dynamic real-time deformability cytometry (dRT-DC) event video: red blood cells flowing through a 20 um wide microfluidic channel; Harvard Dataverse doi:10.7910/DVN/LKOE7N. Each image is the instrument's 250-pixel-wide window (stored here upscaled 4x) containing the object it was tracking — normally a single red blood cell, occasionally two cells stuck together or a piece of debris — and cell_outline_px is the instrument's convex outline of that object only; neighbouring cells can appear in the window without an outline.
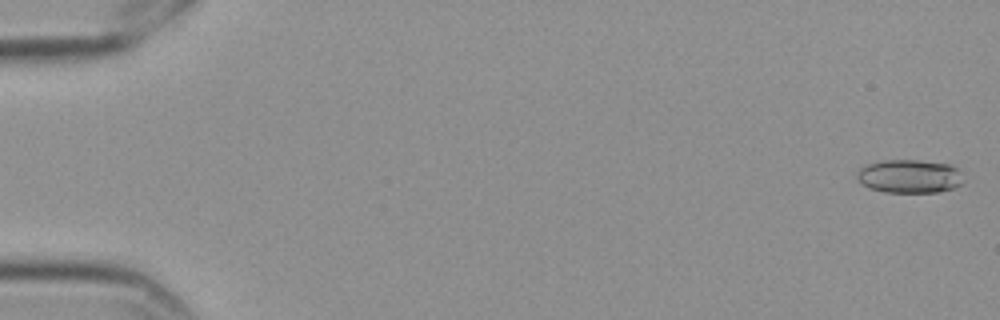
{"species": "Egyptian fruit bat (a non-hibernating species)", "species_latin": "Rousettus aegyptiacus", "temperature_condition": "cold", "stored_images_in_passage": 58, "camera_frame_rate_fps": 3000, "um_per_image_px": 0.085, "frame": {"image": 1, "passage_image": 2, "time_ms": 0.333, "image_size_px": [1000, 320], "cell_outline_px": [[964, 184], [952, 188], [936, 192], [884, 192], [868, 188], [860, 184], [856, 176], [856, 172], [860, 168], [868, 164], [884, 160], [916, 160], [948, 164], [956, 168], [960, 172], [964, 180]], "centroid_in_image_um": [77.28, 14.99], "position_along_channel_um": 7.7, "area_um2": 20.87}}
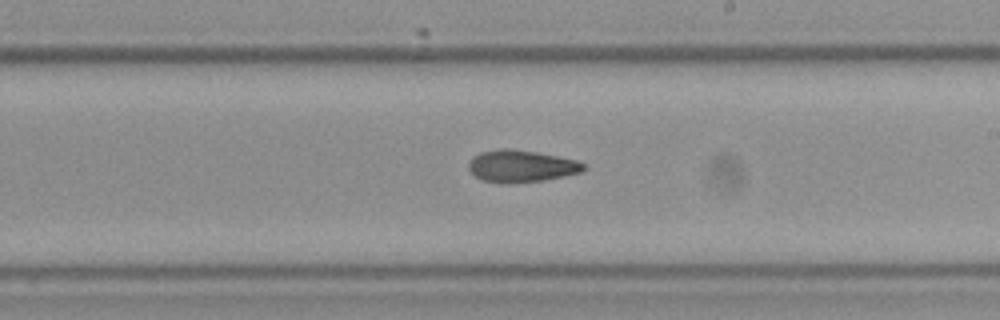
{"frame": {"image": 2, "passage_image": 35, "time_ms": 11.333, "image_size_px": [1000, 320], "cell_outline_px": [[584, 168], [580, 172], [564, 176], [544, 180], [480, 180], [468, 168], [468, 164], [480, 152], [500, 148], [508, 148], [536, 152], [576, 160], [584, 164]], "centroid_in_image_um": [44.32, 14.07], "position_along_channel_um": 244.7, "area_um2": 20.35}}
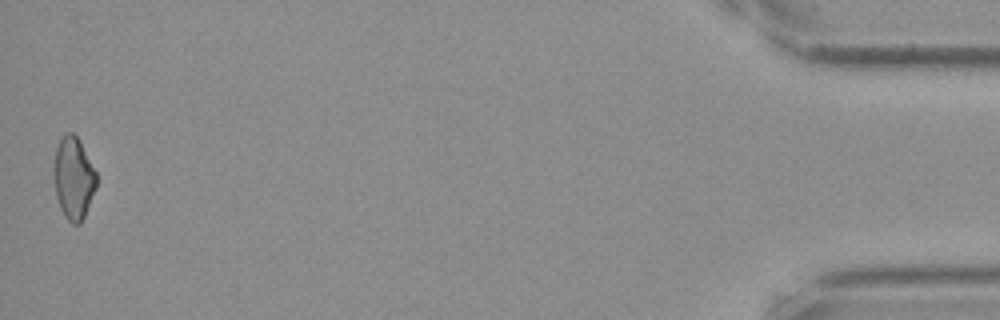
{"frame": {"image": 3, "passage_image": 58, "time_ms": 19.0, "image_size_px": [1000, 320], "cell_outline_px": [[96, 188], [84, 216], [80, 224], [72, 224], [64, 216], [60, 208], [56, 196], [52, 172], [52, 168], [56, 148], [60, 136], [64, 132], [72, 132], [76, 136], [96, 172]], "centroid_in_image_um": [6.2, 15.13], "position_along_channel_um": 429.0, "area_um2": 20.52}, "authors_computed_cell_mechanics": {"area_um2": 20.9814, "velocity_mm_per_s": 3.5604, "shape_relaxation_time_tau1_ms": null, "shape_relaxation_time_tau2_ms": 4.8247, "deformation_change_tau1": null, "deformation_change_tau2": 0.1174}}